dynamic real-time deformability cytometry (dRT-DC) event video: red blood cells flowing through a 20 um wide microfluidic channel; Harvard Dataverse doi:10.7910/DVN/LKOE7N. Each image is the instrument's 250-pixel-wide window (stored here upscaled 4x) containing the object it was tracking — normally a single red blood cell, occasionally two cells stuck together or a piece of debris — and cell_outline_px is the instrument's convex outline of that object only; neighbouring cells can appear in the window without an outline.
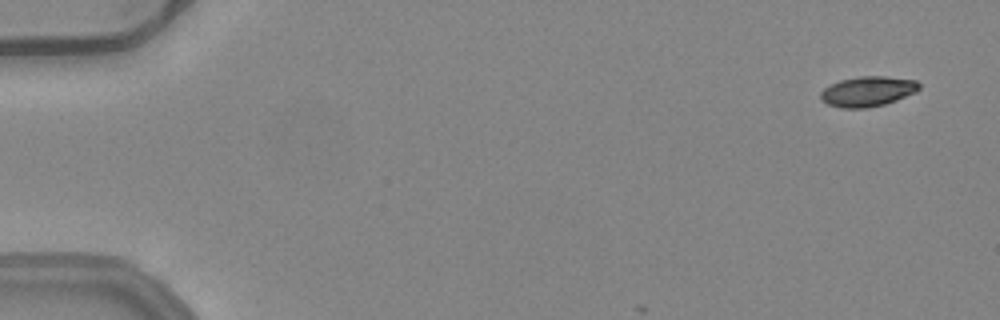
{"species": "common noctule bat (a hibernating species)", "species_latin": "Nyctalus noctula", "temperature_condition": "warm", "stored_images_in_passage": 6, "camera_frame_rate_fps": 3000, "um_per_image_px": 0.085, "animal": {"sex": "female", "body_mass_g": 24.6, "forearm_length_mm": 56.2}, "frame": {"image": 1, "passage_image": 3, "time_ms": 0.667, "image_size_px": [1000, 320], "cell_outline_px": [[920, 88], [916, 92], [896, 100], [884, 104], [868, 108], [840, 108], [828, 104], [820, 100], [820, 92], [824, 88], [840, 80], [860, 76], [884, 76], [916, 80], [920, 84]], "centroid_in_image_um": [73.75, 7.77], "position_along_channel_um": 11.3, "area_um2": 17.34}}